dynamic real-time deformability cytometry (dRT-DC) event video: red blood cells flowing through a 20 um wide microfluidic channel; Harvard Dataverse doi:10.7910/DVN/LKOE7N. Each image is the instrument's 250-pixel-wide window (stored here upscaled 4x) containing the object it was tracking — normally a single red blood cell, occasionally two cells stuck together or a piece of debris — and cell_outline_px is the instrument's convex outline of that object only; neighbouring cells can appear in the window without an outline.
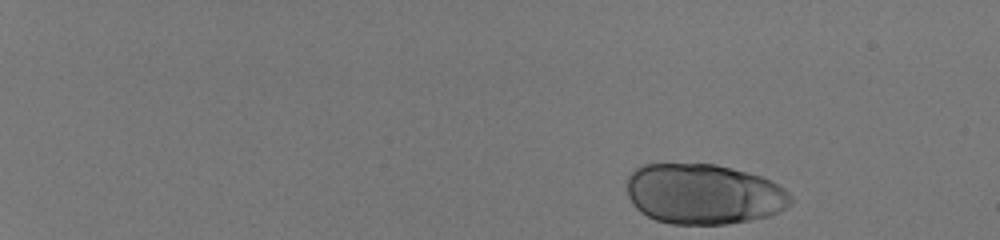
{"species": "human", "species_latin": "Homo sapiens", "temperature_condition": "room temperature", "stored_images_in_passage": 47, "camera_frame_rate_fps": 3000, "um_per_image_px": 0.085, "donor": {"sex": "male"}, "frame": {"image": 1, "passage_image": 1, "time_ms": 0.0, "image_size_px": [1000, 240], "cell_outline_px": [[792, 204], [780, 212], [768, 216], [752, 220], [728, 224], [672, 224], [656, 220], [640, 212], [632, 204], [628, 196], [628, 176], [640, 164], [716, 164], [748, 172], [772, 180], [784, 188], [792, 196]], "centroid_in_image_um": [59.84, 16.5], "position_along_channel_um": 25.2, "area_um2": 58.15}}
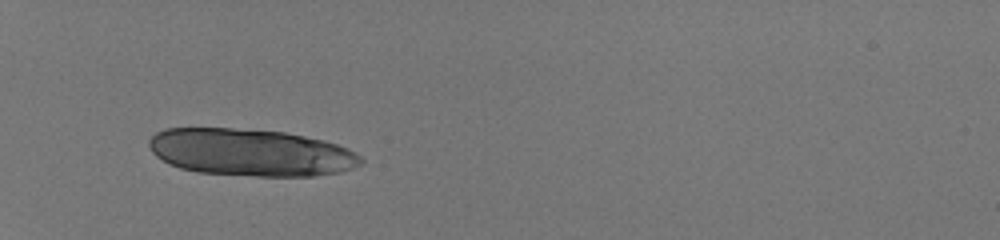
{"frame": {"image": 2, "passage_image": 15, "time_ms": 4.667, "image_size_px": [1000, 240], "cell_outline_px": [[364, 164], [340, 172], [312, 176], [256, 176], [196, 172], [180, 168], [168, 164], [156, 156], [152, 152], [148, 144], [148, 140], [156, 132], [164, 128], [232, 128], [284, 132], [324, 140], [348, 148], [356, 152], [364, 160]], "centroid_in_image_um": [21.31, 12.96], "position_along_channel_um": 63.7, "area_um2": 58.55}}